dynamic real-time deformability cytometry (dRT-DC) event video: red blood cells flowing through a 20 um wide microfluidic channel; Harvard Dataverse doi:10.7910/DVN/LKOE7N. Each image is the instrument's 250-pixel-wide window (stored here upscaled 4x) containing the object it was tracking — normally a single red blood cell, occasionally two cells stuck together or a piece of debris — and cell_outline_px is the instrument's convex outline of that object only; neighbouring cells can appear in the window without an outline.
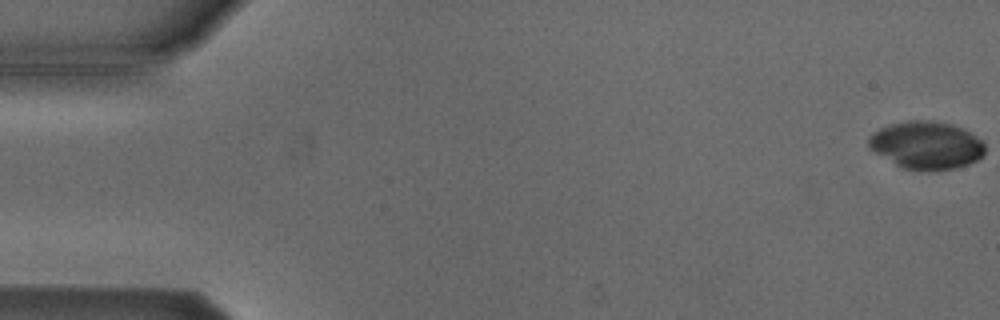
{"species": "Egyptian fruit bat (a non-hibernating species)", "species_latin": "Rousettus aegyptiacus", "temperature_condition": "cold", "stored_images_in_passage": 13, "camera_frame_rate_fps": 3000, "um_per_image_px": 0.085, "animal": {"sex": "male"}, "frame": {"image": 1, "passage_image": 1, "time_ms": 0.0, "image_size_px": [1000, 320], "cell_outline_px": [[984, 156], [968, 164], [956, 168], [932, 172], [920, 172], [904, 168], [896, 164], [876, 152], [868, 144], [868, 136], [872, 132], [888, 124], [908, 120], [932, 120], [952, 124], [964, 128], [984, 140]], "centroid_in_image_um": [78.78, 12.34], "position_along_channel_um": 6.2, "area_um2": 32.89}}